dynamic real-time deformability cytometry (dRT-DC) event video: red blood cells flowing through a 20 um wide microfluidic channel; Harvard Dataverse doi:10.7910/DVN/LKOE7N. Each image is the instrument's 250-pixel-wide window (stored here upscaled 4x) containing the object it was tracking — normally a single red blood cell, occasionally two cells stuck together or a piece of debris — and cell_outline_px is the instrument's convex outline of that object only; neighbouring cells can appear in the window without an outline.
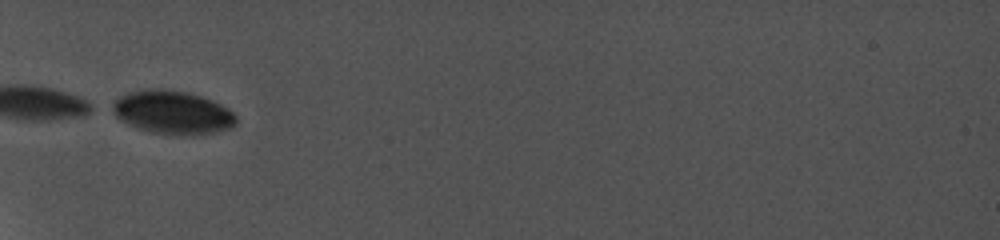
{"species": "common noctule bat (a hibernating species)", "species_latin": "Nyctalus noctula", "temperature_condition": "cold", "stored_images_in_passage": 18, "camera_frame_rate_fps": 5000, "um_per_image_px": 0.085, "animal": {"sex": "female", "body_mass_g": 19.0, "forearm_length_mm": 56.7}, "frame": {"image": 1, "passage_image": 1, "time_ms": 0.0, "image_size_px": [1000, 240], "cell_outline_px": [[236, 124], [232, 128], [216, 132], [192, 136], [168, 136], [136, 128], [120, 120], [104, 108], [108, 104], [120, 96], [128, 92], [148, 88], [160, 88], [188, 92], [212, 100], [228, 108], [236, 116]], "centroid_in_image_um": [14.58, 9.57], "position_along_channel_um": 70.4, "area_um2": 32.37}}
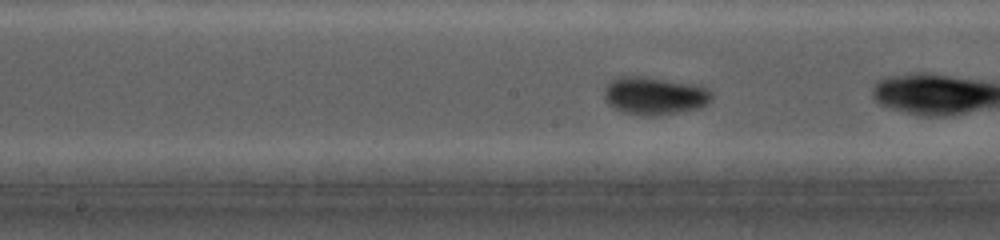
{"frame": {"image": 2, "passage_image": 16, "time_ms": 3.0, "image_size_px": [1000, 240], "cell_outline_px": [[712, 100], [708, 104], [700, 108], [680, 112], [656, 116], [640, 116], [624, 112], [608, 104], [604, 100], [604, 88], [608, 80], [616, 76], [644, 76], [696, 84], [708, 88], [712, 92]], "centroid_in_image_um": [55.63, 8.13], "position_along_channel_um": 192.6, "area_um2": 24.33}}